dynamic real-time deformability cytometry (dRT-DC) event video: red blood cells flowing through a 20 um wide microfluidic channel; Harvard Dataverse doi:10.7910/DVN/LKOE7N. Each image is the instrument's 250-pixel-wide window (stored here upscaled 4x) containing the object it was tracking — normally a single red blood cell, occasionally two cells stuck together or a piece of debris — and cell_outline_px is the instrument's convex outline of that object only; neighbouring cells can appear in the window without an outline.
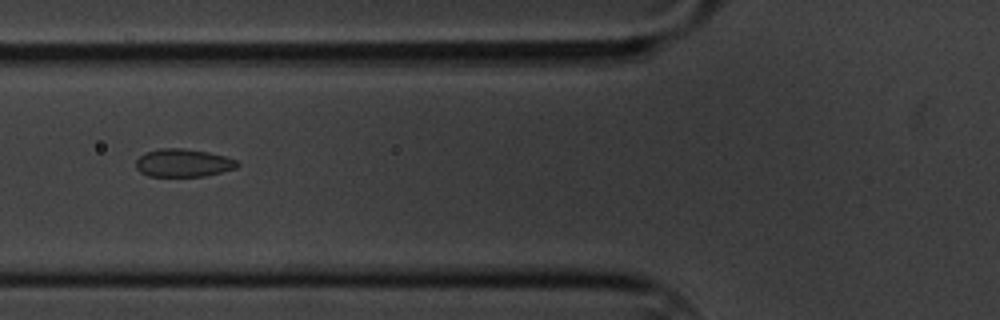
{"species": "common noctule bat (a hibernating species)", "species_latin": "Nyctalus noctula", "temperature_condition": "cold", "stored_images_in_passage": 43, "camera_frame_rate_fps": 3000, "um_per_image_px": 0.085, "animal": {"sex": "male", "body_mass_g": 20.1, "forearm_length_mm": 53.5}, "frame": {"image": 1, "passage_image": 6, "time_ms": 1.667, "image_size_px": [1000, 320], "cell_outline_px": [[240, 164], [236, 168], [204, 176], [148, 176], [140, 172], [136, 168], [136, 160], [144, 152], [160, 148], [184, 148], [208, 152], [228, 156], [236, 160]], "centroid_in_image_um": [15.57, 13.84], "position_along_channel_um": 110.2, "area_um2": 16.65}}
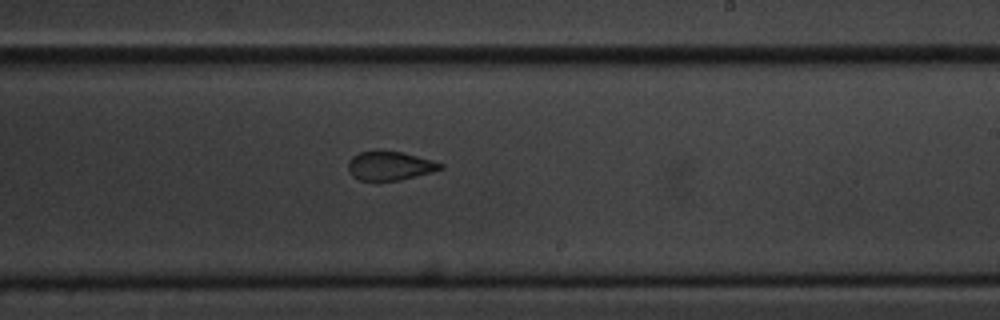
{"frame": {"image": 2, "passage_image": 19, "time_ms": 6.0, "image_size_px": [1000, 320], "cell_outline_px": [[444, 168], [432, 172], [400, 180], [360, 180], [352, 176], [348, 172], [348, 160], [352, 156], [360, 152], [380, 148], [404, 152], [432, 160], [444, 164]], "centroid_in_image_um": [33.12, 14.05], "position_along_channel_um": 255.9, "area_um2": 16.01}}
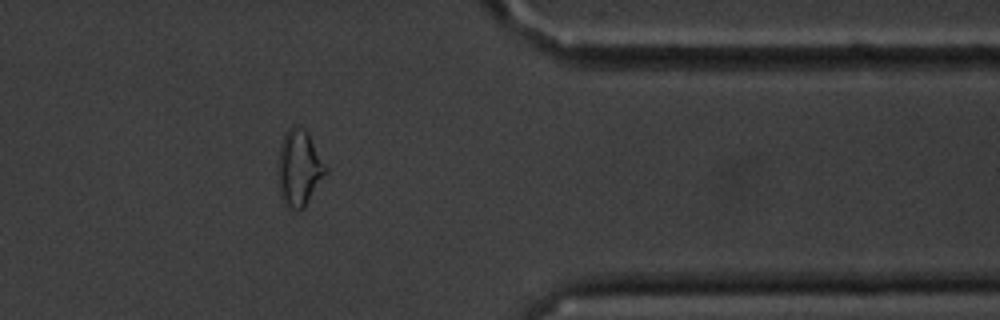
{"frame": {"image": 3, "passage_image": 32, "time_ms": 10.333, "image_size_px": [1000, 320], "cell_outline_px": [[328, 172], [304, 208], [288, 208], [280, 196], [276, 176], [276, 172], [280, 144], [288, 128], [292, 124], [300, 128], [308, 136], [328, 168]], "centroid_in_image_um": [25.39, 14.33], "position_along_channel_um": 386.0, "area_um2": 21.1}, "authors_computed_cell_mechanics": {"area_um2": 17.1088, "velocity_mm_per_s": 3.356, "shape_relaxation_time_tau1_ms": 4.9238, "shape_relaxation_time_tau2_ms": 2.1292, "deformation_change_tau1": 0.0853, "deformation_change_tau2": 0.0736}}